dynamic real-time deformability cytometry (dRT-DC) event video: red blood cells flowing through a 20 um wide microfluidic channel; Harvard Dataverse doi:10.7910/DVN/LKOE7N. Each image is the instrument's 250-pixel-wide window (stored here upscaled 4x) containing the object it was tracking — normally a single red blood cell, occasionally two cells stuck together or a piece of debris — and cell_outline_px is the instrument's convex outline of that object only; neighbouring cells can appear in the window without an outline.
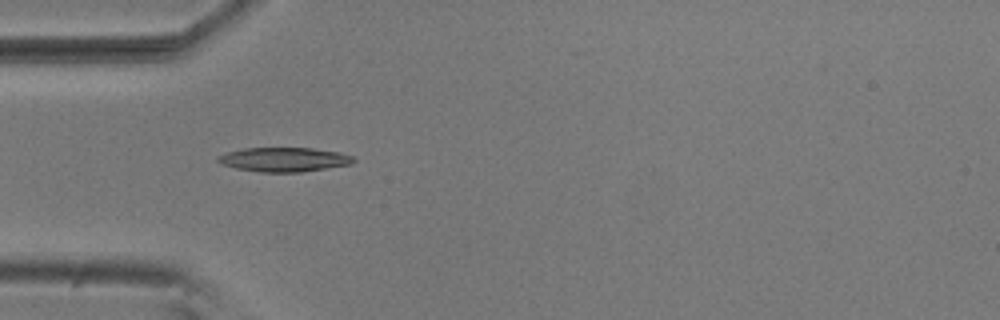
{"species": "common noctule bat (a hibernating species)", "species_latin": "Nyctalus noctula", "temperature_condition": "room temperature", "stored_images_in_passage": 39, "camera_frame_rate_fps": 3000, "um_per_image_px": 0.085, "animal": {"sex": "male", "body_mass_g": 20.5, "forearm_length_mm": 52.5}, "frame": {"image": 1, "passage_image": 1, "time_ms": 0.0, "image_size_px": [1000, 320], "cell_outline_px": [[356, 160], [352, 164], [300, 172], [260, 172], [236, 168], [220, 164], [216, 160], [216, 156], [224, 152], [244, 148], [312, 148], [340, 152], [352, 156]], "centroid_in_image_um": [24.1, 13.55], "position_along_channel_um": 60.9, "area_um2": 19.31}}
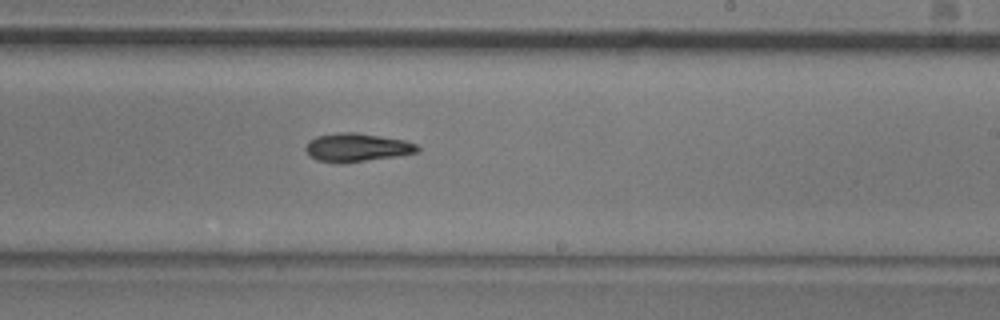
{"frame": {"image": 2, "passage_image": 17, "time_ms": 5.333, "image_size_px": [1000, 320], "cell_outline_px": [[420, 148], [416, 152], [396, 156], [364, 160], [316, 160], [304, 148], [308, 140], [316, 136], [340, 132], [356, 132], [404, 140], [416, 144]], "centroid_in_image_um": [30.34, 12.48], "position_along_channel_um": 258.7, "area_um2": 17.63}}
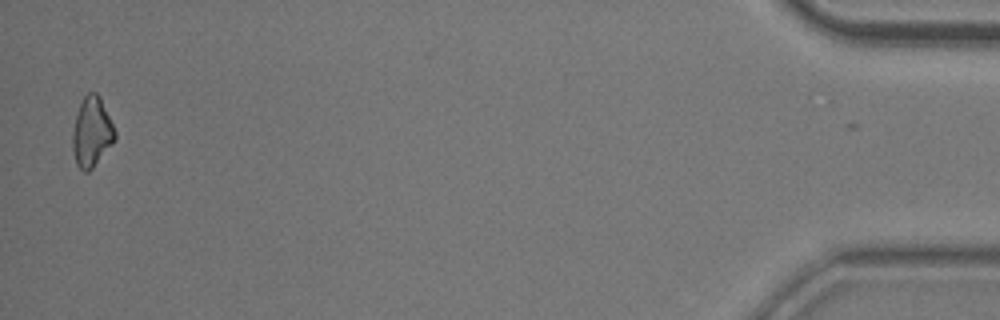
{"frame": {"image": 3, "passage_image": 38, "time_ms": 12.333, "image_size_px": [1000, 320], "cell_outline_px": [[116, 140], [92, 168], [88, 172], [84, 172], [76, 164], [72, 148], [72, 132], [76, 116], [80, 104], [84, 96], [88, 92], [96, 92], [100, 96], [116, 132]], "centroid_in_image_um": [7.8, 11.23], "position_along_channel_um": 427.4, "area_um2": 17.22}, "authors_computed_cell_mechanics": {"area_um2": 17.918, "velocity_mm_per_s": 3.7271, "shape_relaxation_time_tau1_ms": 4.4001, "shape_relaxation_time_tau2_ms": null, "deformation_change_tau1": 0.1448, "deformation_change_tau2": null}}